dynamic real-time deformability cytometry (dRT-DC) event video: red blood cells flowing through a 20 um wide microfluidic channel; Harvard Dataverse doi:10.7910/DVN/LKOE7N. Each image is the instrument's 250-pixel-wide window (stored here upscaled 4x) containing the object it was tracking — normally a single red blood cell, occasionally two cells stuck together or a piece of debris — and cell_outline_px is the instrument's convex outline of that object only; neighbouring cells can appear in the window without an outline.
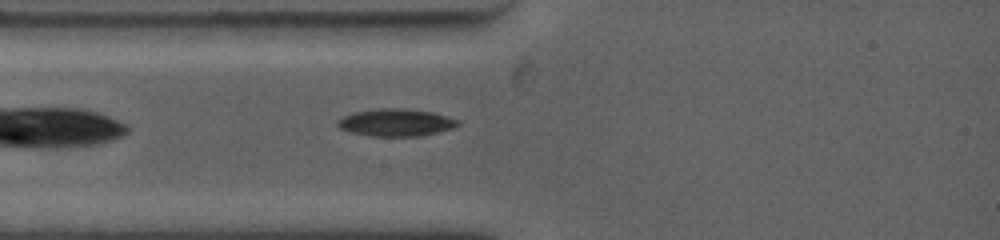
{"species": "common noctule bat (a hibernating species)", "species_latin": "Nyctalus noctula", "temperature_condition": "warm", "stored_images_in_passage": 2, "camera_frame_rate_fps": 4500, "um_per_image_px": 0.085, "animal": {"sex": "female", "body_mass_g": 19.0, "forearm_length_mm": 53.3}, "frame": {"image": 1, "passage_image": 2, "time_ms": 1.111, "image_size_px": [1000, 240], "cell_outline_px": [[460, 124], [452, 128], [420, 136], [372, 136], [352, 132], [340, 128], [336, 124], [336, 120], [352, 112], [380, 108], [404, 108], [432, 112], [460, 120]], "centroid_in_image_um": [33.64, 10.4], "position_along_channel_um": 51.4, "area_um2": 19.13}}